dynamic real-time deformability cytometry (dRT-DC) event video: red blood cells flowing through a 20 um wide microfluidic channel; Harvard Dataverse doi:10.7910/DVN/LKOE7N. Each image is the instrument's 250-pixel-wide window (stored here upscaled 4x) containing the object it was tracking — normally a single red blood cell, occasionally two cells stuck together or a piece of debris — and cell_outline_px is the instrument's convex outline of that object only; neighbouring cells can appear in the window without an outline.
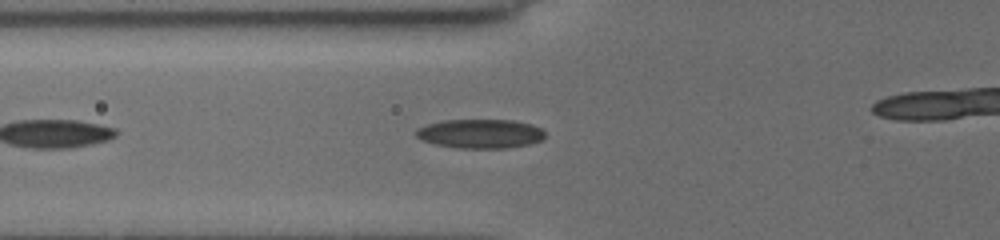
{"species": "common noctule bat (a hibernating species)", "species_latin": "Nyctalus noctula", "temperature_condition": "cold", "stored_images_in_passage": 10, "camera_frame_rate_fps": 3000, "um_per_image_px": 0.085, "animal": {"sex": "female", "body_mass_g": 19.5, "forearm_length_mm": 54.1}, "frame": {"image": 1, "passage_image": 6, "time_ms": 1.667, "image_size_px": [1000, 240], "cell_outline_px": [[544, 136], [540, 140], [528, 144], [508, 148], [460, 148], [436, 144], [420, 140], [416, 136], [416, 128], [428, 124], [444, 120], [512, 120], [532, 124], [540, 128], [544, 132]], "centroid_in_image_um": [40.8, 11.36], "position_along_channel_um": 85.0, "area_um2": 21.79}}